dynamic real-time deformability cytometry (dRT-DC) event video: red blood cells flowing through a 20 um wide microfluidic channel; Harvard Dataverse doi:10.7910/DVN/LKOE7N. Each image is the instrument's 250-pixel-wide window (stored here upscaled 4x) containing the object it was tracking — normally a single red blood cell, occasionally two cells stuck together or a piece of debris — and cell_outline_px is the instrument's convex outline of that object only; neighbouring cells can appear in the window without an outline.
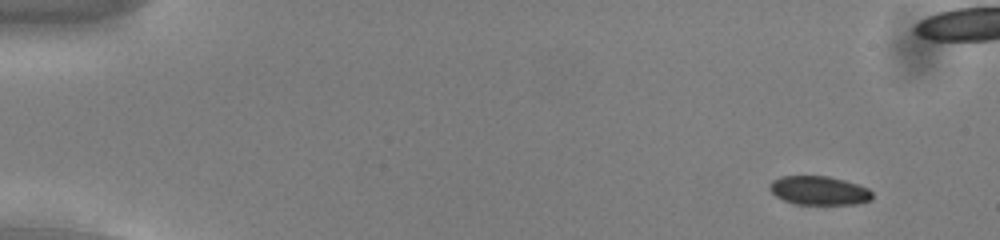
{"species": "common noctule bat (a hibernating species)", "species_latin": "Nyctalus noctula", "temperature_condition": "cold", "stored_images_in_passage": 56, "camera_frame_rate_fps": 3000, "um_per_image_px": 0.085, "animal": {"sex": "male", "body_mass_g": 13.0, "forearm_length_mm": 53.1}, "frame": {"image": 1, "passage_image": 5, "time_ms": 1.333, "image_size_px": [1000, 240], "cell_outline_px": [[872, 200], [856, 204], [796, 204], [784, 200], [776, 196], [768, 188], [768, 184], [772, 180], [780, 176], [828, 176], [844, 180], [868, 188], [872, 192]], "centroid_in_image_um": [69.6, 16.19], "position_along_channel_um": 15.4, "area_um2": 17.28}}
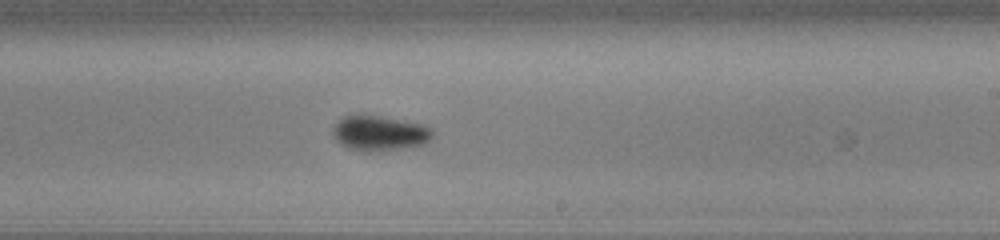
{"frame": {"image": 2, "passage_image": 34, "time_ms": 11.0, "image_size_px": [1000, 240], "cell_outline_px": [[432, 136], [428, 144], [380, 152], [360, 152], [348, 148], [340, 144], [336, 140], [332, 132], [332, 128], [344, 116], [380, 116], [424, 124], [432, 128]], "centroid_in_image_um": [32.3, 11.36], "position_along_channel_um": 256.7, "area_um2": 20.63}}
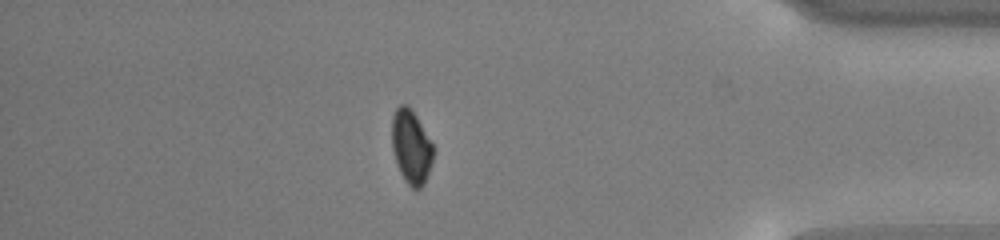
{"frame": {"image": 3, "passage_image": 48, "time_ms": 15.667, "image_size_px": [1000, 240], "cell_outline_px": [[432, 160], [424, 184], [420, 188], [412, 188], [404, 180], [396, 164], [392, 148], [392, 116], [396, 108], [400, 104], [408, 104], [412, 108], [432, 144]], "centroid_in_image_um": [34.91, 12.45], "position_along_channel_um": 400.3, "area_um2": 17.69}, "authors_computed_cell_mechanics": {"area_um2": 18.5827, "velocity_mm_per_s": 3.7914, "shape_relaxation_time_tau1_ms": 2.6317, "shape_relaxation_time_tau2_ms": null, "deformation_change_tau1": 0.0829, "deformation_change_tau2": null}}